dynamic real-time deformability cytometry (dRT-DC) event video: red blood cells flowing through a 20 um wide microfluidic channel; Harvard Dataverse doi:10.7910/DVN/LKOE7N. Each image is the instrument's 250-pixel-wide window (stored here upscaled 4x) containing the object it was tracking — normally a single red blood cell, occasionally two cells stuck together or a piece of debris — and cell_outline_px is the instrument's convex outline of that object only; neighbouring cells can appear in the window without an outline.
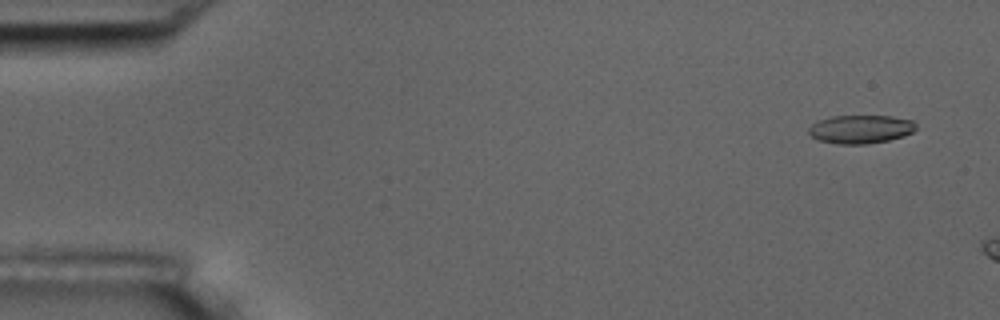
{"species": "common noctule bat (a hibernating species)", "species_latin": "Nyctalus noctula", "temperature_condition": "room temperature", "stored_images_in_passage": 3, "camera_frame_rate_fps": 3000, "um_per_image_px": 0.085, "animal": {"sex": "male", "body_mass_g": 17.5, "forearm_length_mm": 52.3}, "frame": {"image": 1, "passage_image": 1, "time_ms": 0.0, "image_size_px": [1000, 320], "cell_outline_px": [[916, 128], [912, 132], [904, 136], [888, 140], [868, 144], [836, 144], [816, 140], [808, 132], [808, 128], [816, 120], [828, 116], [892, 116], [912, 120], [916, 124]], "centroid_in_image_um": [73.11, 10.98], "position_along_channel_um": 11.9, "area_um2": 18.03}}